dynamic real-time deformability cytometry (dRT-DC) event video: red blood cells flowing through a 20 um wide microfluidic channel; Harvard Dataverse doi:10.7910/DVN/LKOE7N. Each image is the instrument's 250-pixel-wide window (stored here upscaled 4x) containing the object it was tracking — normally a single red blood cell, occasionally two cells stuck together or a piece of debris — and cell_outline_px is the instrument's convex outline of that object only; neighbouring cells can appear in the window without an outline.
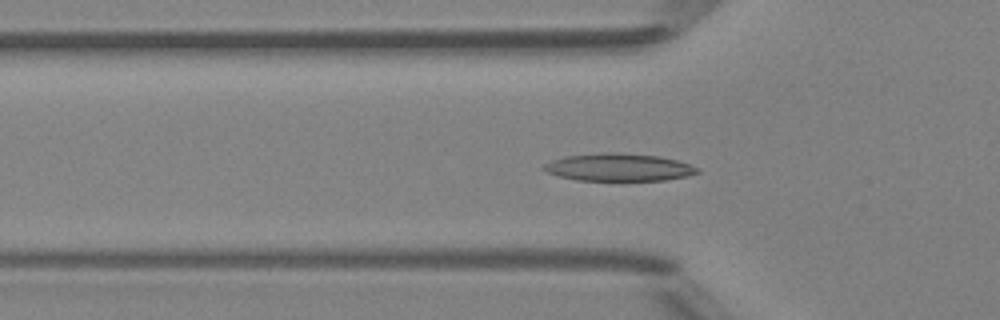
{"species": "Egyptian fruit bat (a non-hibernating species)", "species_latin": "Rousettus aegyptiacus", "temperature_condition": "room temperature", "stored_images_in_passage": 42, "camera_frame_rate_fps": 3000, "um_per_image_px": 0.085, "animal": {"sex": "female"}, "frame": {"image": 1, "passage_image": 9, "time_ms": 2.667, "image_size_px": [1000, 320], "cell_outline_px": [[700, 172], [684, 176], [664, 180], [576, 180], [544, 172], [540, 168], [544, 164], [552, 160], [564, 156], [604, 152], [616, 152], [660, 156], [676, 160], [700, 168]], "centroid_in_image_um": [52.54, 14.21], "position_along_channel_um": 73.3, "area_um2": 24.68}}
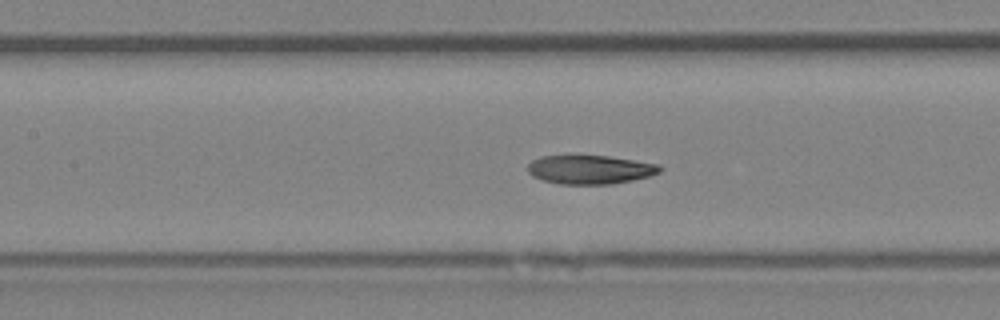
{"frame": {"image": 2, "passage_image": 15, "time_ms": 4.667, "image_size_px": [1000, 320], "cell_outline_px": [[664, 168], [660, 172], [648, 176], [632, 180], [612, 184], [560, 184], [544, 180], [532, 176], [528, 172], [528, 164], [532, 160], [540, 156], [568, 152], [608, 156], [660, 164]], "centroid_in_image_um": [50.11, 14.36], "position_along_channel_um": 157.3, "area_um2": 23.12}}
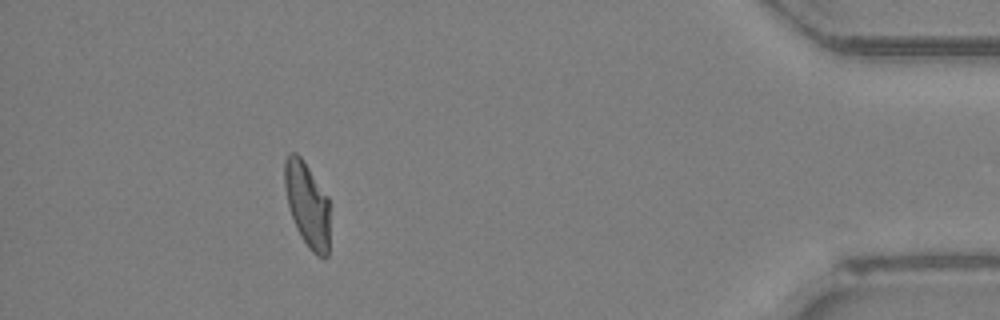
{"frame": {"image": 3, "passage_image": 37, "time_ms": 12.0, "image_size_px": [1000, 320], "cell_outline_px": [[328, 256], [316, 256], [308, 248], [296, 228], [288, 204], [284, 184], [284, 160], [288, 152], [296, 152], [300, 156], [328, 196]], "centroid_in_image_um": [26.09, 17.35], "position_along_channel_um": 409.1, "area_um2": 22.14}, "authors_computed_cell_mechanics": {"area_um2": 22.9177, "velocity_mm_per_s": 4.201, "shape_relaxation_time_tau1_ms": 4.2566, "shape_relaxation_time_tau2_ms": 2.2729, "deformation_change_tau1": 0.1633, "deformation_change_tau2": 0.0741}}